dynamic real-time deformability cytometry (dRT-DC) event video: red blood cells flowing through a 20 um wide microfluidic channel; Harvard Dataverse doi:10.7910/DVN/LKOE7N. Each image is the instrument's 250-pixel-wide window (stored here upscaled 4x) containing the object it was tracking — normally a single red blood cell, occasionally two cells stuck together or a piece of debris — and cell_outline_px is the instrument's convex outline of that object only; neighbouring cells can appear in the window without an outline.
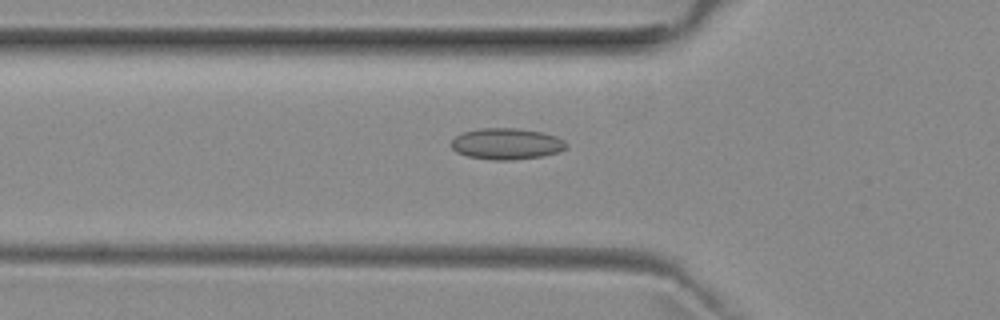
{"species": "common noctule bat (a hibernating species)", "species_latin": "Nyctalus noctula", "temperature_condition": "room temperature", "stored_images_in_passage": 52, "camera_frame_rate_fps": 3000, "um_per_image_px": 0.085, "animal": {"sex": "female", "body_mass_g": 29.2, "forearm_length_mm": 56.3}, "frame": {"image": 1, "passage_image": 18, "time_ms": 5.667, "image_size_px": [1000, 320], "cell_outline_px": [[568, 148], [560, 152], [544, 156], [512, 160], [492, 160], [468, 156], [456, 152], [452, 148], [452, 140], [456, 136], [464, 132], [480, 128], [516, 128], [544, 132], [556, 136], [564, 140], [568, 144]], "centroid_in_image_um": [43.12, 12.23], "position_along_channel_um": 82.7, "area_um2": 21.15}}
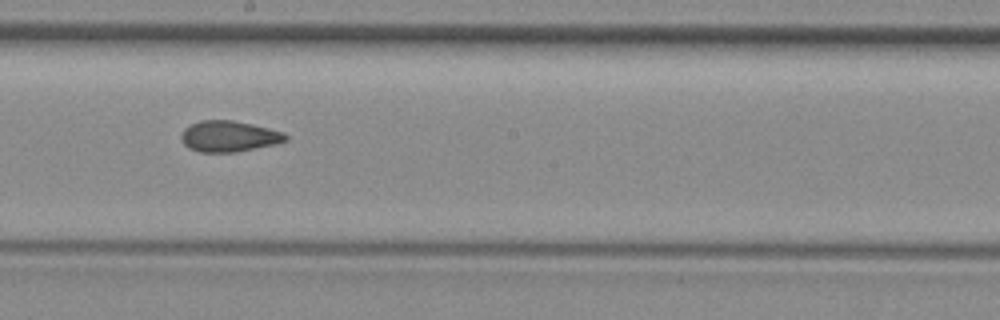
{"frame": {"image": 2, "passage_image": 29, "time_ms": 9.333, "image_size_px": [1000, 320], "cell_outline_px": [[288, 140], [276, 144], [236, 152], [200, 152], [188, 148], [184, 144], [180, 136], [184, 128], [200, 120], [232, 120], [252, 124], [284, 132], [288, 136]], "centroid_in_image_um": [19.46, 11.59], "position_along_channel_um": 228.7, "area_um2": 18.9}}
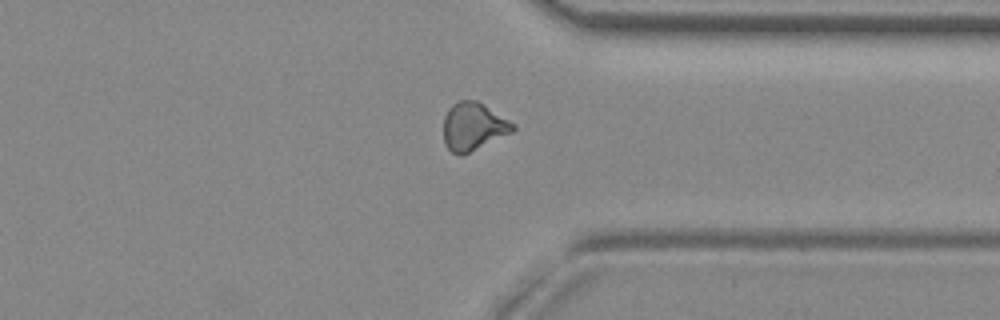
{"frame": {"image": 3, "passage_image": 40, "time_ms": 13.0, "image_size_px": [1000, 320], "cell_outline_px": [[516, 128], [512, 132], [460, 156], [452, 152], [448, 148], [444, 140], [444, 116], [448, 108], [452, 104], [460, 100], [476, 100], [484, 104], [516, 124]], "centroid_in_image_um": [40.23, 10.73], "position_along_channel_um": 371.2, "area_um2": 19.25}, "authors_computed_cell_mechanics": {"area_um2": 19.1607, "velocity_mm_per_s": 3.968, "shape_relaxation_time_tau1_ms": null, "shape_relaxation_time_tau2_ms": 2.5142, "deformation_change_tau1": null, "deformation_change_tau2": 0.0815}}